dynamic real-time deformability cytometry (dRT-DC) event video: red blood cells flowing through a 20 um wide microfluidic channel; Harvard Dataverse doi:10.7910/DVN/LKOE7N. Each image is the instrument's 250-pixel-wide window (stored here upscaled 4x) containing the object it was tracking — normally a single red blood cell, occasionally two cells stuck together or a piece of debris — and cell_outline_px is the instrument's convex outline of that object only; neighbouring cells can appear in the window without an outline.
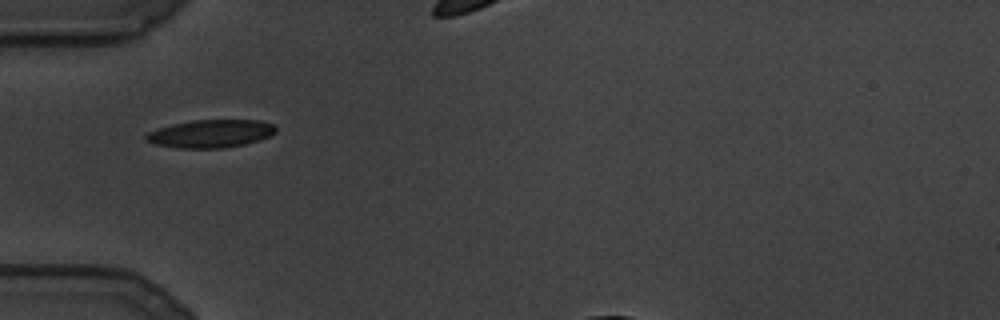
{"species": "common noctule bat (a hibernating species)", "species_latin": "Nyctalus noctula", "temperature_condition": "cold", "stored_images_in_passage": 63, "camera_frame_rate_fps": 3000, "um_per_image_px": 0.085, "animal": {"sex": "male", "body_mass_g": 19.5, "forearm_length_mm": 54.6}, "frame": {"image": 1, "passage_image": 1, "time_ms": 0.0, "image_size_px": [1000, 320], "cell_outline_px": [[276, 132], [272, 136], [260, 140], [244, 144], [224, 148], [176, 148], [156, 144], [148, 140], [144, 136], [148, 132], [156, 128], [172, 124], [192, 120], [260, 120], [272, 124], [276, 128]], "centroid_in_image_um": [17.93, 11.36], "position_along_channel_um": 67.1, "area_um2": 21.21}}
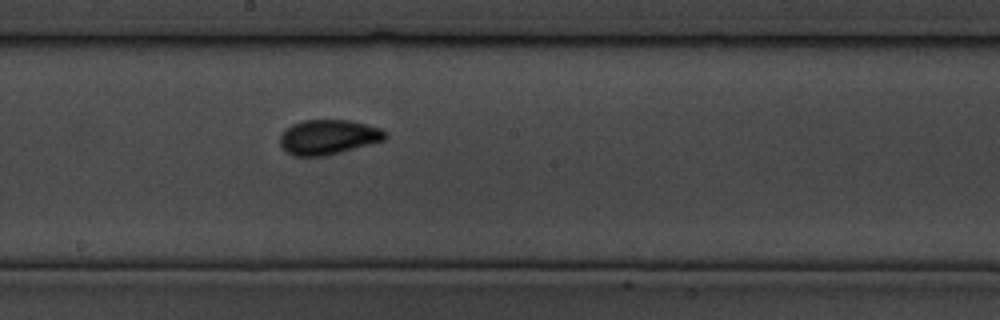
{"frame": {"image": 2, "passage_image": 26, "time_ms": 8.333, "image_size_px": [1000, 320], "cell_outline_px": [[388, 136], [384, 140], [340, 152], [324, 156], [292, 156], [280, 144], [280, 136], [284, 128], [292, 124], [304, 120], [348, 120], [380, 128], [388, 132]], "centroid_in_image_um": [27.89, 11.64], "position_along_channel_um": 220.3, "area_um2": 21.27}}
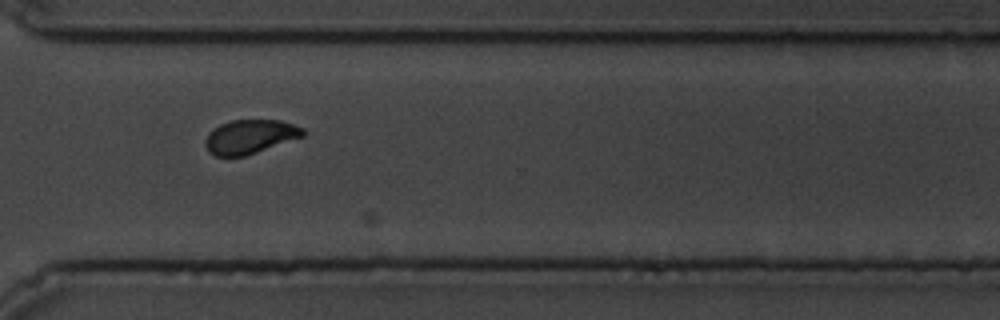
{"frame": {"image": 3, "passage_image": 47, "time_ms": 15.333, "image_size_px": [1000, 320], "cell_outline_px": [[308, 132], [304, 136], [244, 156], [216, 156], [208, 152], [204, 144], [204, 140], [208, 132], [220, 124], [232, 120], [280, 120], [304, 128]], "centroid_in_image_um": [21.23, 11.61], "position_along_channel_um": 349.4, "area_um2": 19.42}}